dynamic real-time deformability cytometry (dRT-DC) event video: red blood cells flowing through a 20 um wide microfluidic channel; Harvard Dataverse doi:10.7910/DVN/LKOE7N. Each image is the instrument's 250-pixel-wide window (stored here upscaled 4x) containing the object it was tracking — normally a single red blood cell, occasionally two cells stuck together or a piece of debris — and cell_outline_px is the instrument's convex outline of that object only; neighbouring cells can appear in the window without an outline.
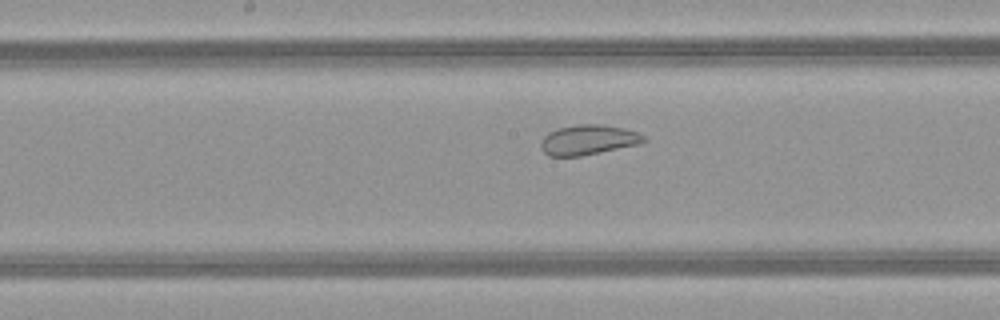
{"species": "common noctule bat (a hibernating species)", "species_latin": "Nyctalus noctula", "temperature_condition": "warm", "stored_images_in_passage": 37, "camera_frame_rate_fps": 3000, "um_per_image_px": 0.085, "animal": {"sex": "female", "body_mass_g": 21.9}, "frame": {"image": 1, "passage_image": 22, "time_ms": 7.0, "image_size_px": [1000, 320], "cell_outline_px": [[648, 140], [640, 144], [580, 156], [548, 156], [540, 148], [540, 144], [544, 136], [548, 132], [560, 128], [580, 124], [604, 124], [624, 128], [636, 132], [644, 136]], "centroid_in_image_um": [50.0, 11.89], "position_along_channel_um": 198.2, "area_um2": 17.98}}
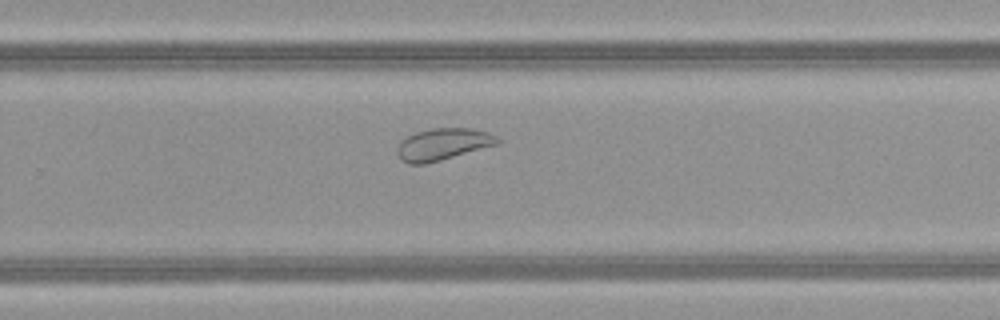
{"frame": {"image": 2, "passage_image": 29, "time_ms": 9.333, "image_size_px": [1000, 320], "cell_outline_px": [[500, 144], [440, 160], [424, 164], [408, 164], [400, 160], [396, 152], [396, 148], [408, 136], [416, 132], [432, 128], [472, 128], [488, 132], [496, 136], [500, 140]], "centroid_in_image_um": [37.66, 12.26], "position_along_channel_um": 292.1, "area_um2": 18.61}}
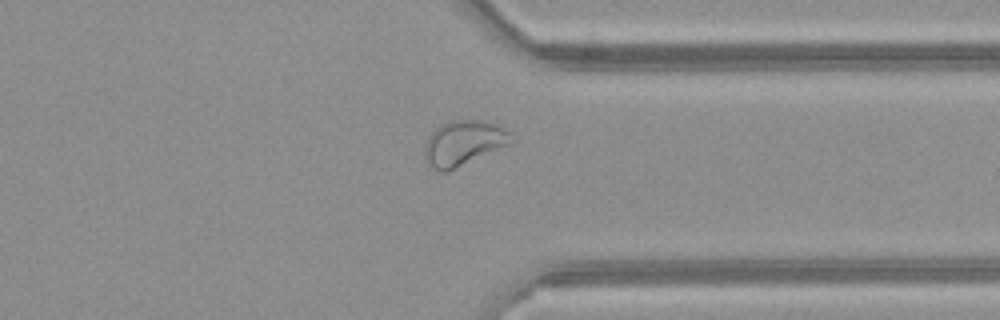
{"frame": {"image": 3, "passage_image": 35, "time_ms": 11.333, "image_size_px": [1000, 320], "cell_outline_px": [[516, 140], [512, 144], [448, 172], [440, 172], [432, 168], [428, 164], [424, 152], [424, 148], [428, 136], [440, 124], [452, 120], [472, 120], [496, 124], [504, 128]], "centroid_in_image_um": [39.41, 12.18], "position_along_channel_um": 372.0, "area_um2": 22.95}}